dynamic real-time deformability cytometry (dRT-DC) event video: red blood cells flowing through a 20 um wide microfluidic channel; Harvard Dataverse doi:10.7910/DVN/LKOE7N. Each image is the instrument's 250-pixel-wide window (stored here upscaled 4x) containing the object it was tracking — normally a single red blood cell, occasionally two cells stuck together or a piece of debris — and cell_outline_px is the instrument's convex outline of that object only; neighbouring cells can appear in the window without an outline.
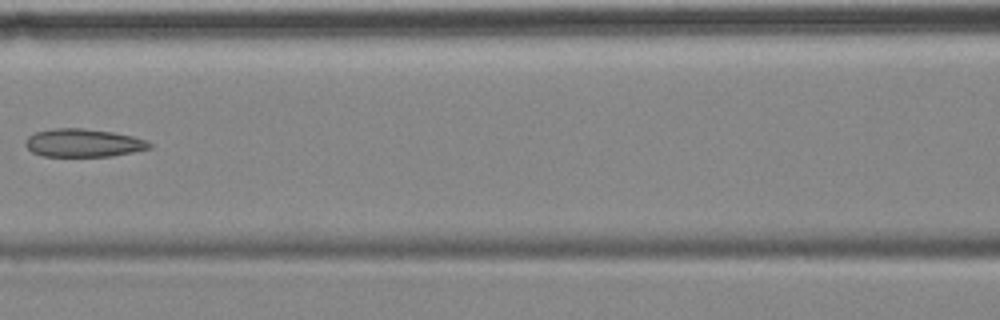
{"species": "common noctule bat (a hibernating species)", "species_latin": "Nyctalus noctula", "temperature_condition": "cold", "stored_images_in_passage": 5, "camera_frame_rate_fps": 3000, "um_per_image_px": 0.085, "animal": {"sex": "female", "body_mass_g": 18.4}, "frame": {"image": 1, "passage_image": 5, "time_ms": 5.667, "image_size_px": [1000, 320], "cell_outline_px": [[152, 148], [112, 156], [40, 156], [32, 152], [24, 144], [24, 140], [28, 136], [36, 132], [56, 128], [84, 128], [112, 132], [132, 136], [148, 140], [152, 144]], "centroid_in_image_um": [7.08, 12.15], "position_along_channel_um": 159.5, "area_um2": 20.4}}